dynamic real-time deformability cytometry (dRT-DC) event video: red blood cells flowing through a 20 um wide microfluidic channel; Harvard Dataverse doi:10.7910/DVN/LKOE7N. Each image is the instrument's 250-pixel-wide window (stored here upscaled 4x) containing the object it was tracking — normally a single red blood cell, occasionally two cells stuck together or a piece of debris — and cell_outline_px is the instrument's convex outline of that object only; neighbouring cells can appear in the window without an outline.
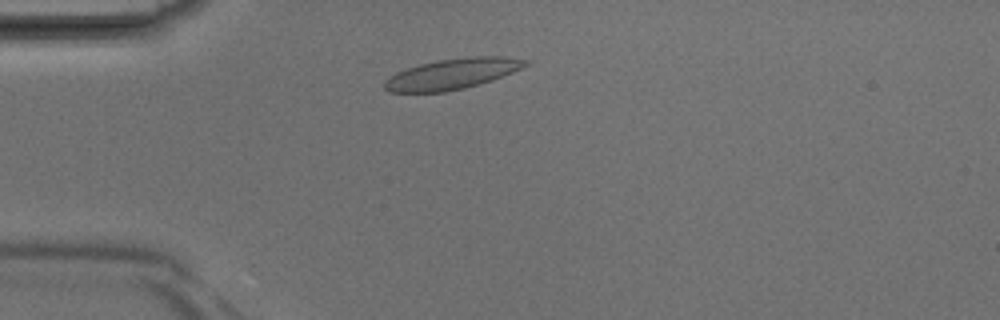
{"species": "Egyptian fruit bat (a non-hibernating species)", "species_latin": "Rousettus aegyptiacus", "temperature_condition": "room temperature", "stored_images_in_passage": 35, "camera_frame_rate_fps": 3000, "um_per_image_px": 0.085, "animal": {"sex": "male"}, "frame": {"image": 1, "passage_image": 5, "time_ms": 1.333, "image_size_px": [1000, 320], "cell_outline_px": [[532, 64], [492, 80], [480, 84], [464, 88], [444, 92], [388, 92], [384, 88], [384, 80], [396, 72], [420, 64], [436, 60], [472, 56], [504, 56], [532, 60]], "centroid_in_image_um": [38.49, 6.27], "position_along_channel_um": 46.5, "area_um2": 25.37}}
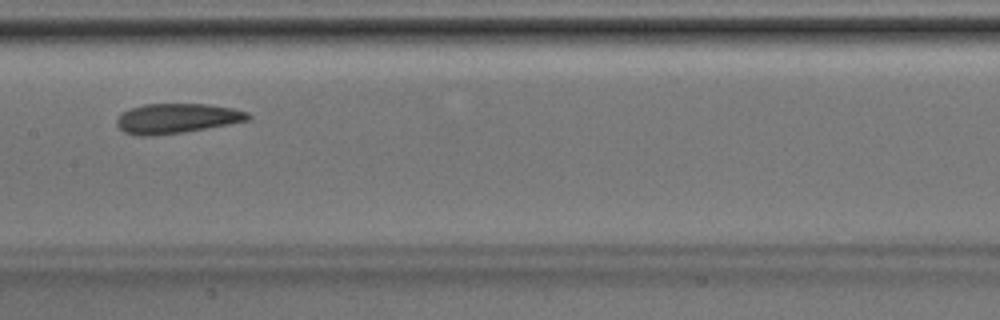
{"frame": {"image": 2, "passage_image": 15, "time_ms": 4.667, "image_size_px": [1000, 320], "cell_outline_px": [[252, 120], [184, 132], [156, 136], [136, 136], [124, 132], [116, 124], [116, 120], [120, 112], [128, 108], [144, 104], [208, 104], [232, 108], [248, 112], [252, 116]], "centroid_in_image_um": [15.0, 10.07], "position_along_channel_um": 192.4, "area_um2": 23.24}}
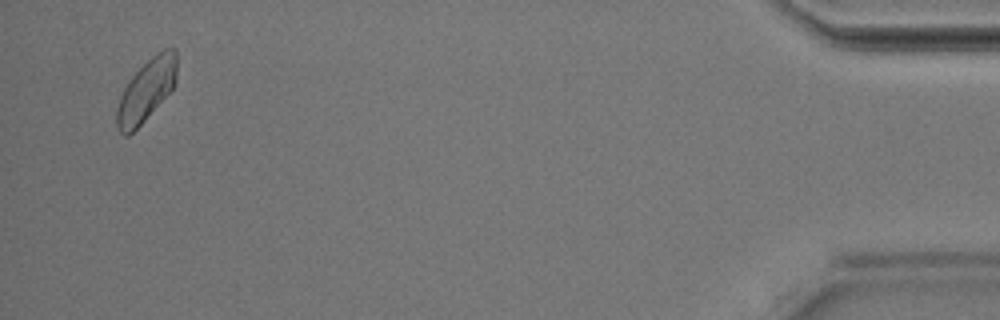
{"frame": {"image": 3, "passage_image": 34, "time_ms": 11.0, "image_size_px": [1000, 320], "cell_outline_px": [[176, 84], [144, 120], [128, 136], [124, 136], [116, 128], [116, 108], [120, 96], [128, 80], [156, 52], [164, 48], [176, 48]], "centroid_in_image_um": [12.42, 7.67], "position_along_channel_um": 422.8, "area_um2": 21.5}}